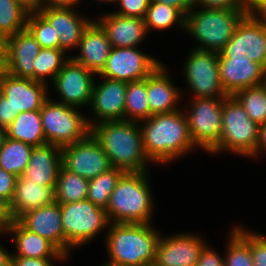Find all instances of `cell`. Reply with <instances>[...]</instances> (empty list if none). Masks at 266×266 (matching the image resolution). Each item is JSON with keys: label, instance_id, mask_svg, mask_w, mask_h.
<instances>
[{"label": "cell", "instance_id": "obj_26", "mask_svg": "<svg viewBox=\"0 0 266 266\" xmlns=\"http://www.w3.org/2000/svg\"><path fill=\"white\" fill-rule=\"evenodd\" d=\"M8 234H13V240L17 253L11 257H29L42 259L64 260L66 257L46 238L30 232L17 220H14L5 230Z\"/></svg>", "mask_w": 266, "mask_h": 266}, {"label": "cell", "instance_id": "obj_17", "mask_svg": "<svg viewBox=\"0 0 266 266\" xmlns=\"http://www.w3.org/2000/svg\"><path fill=\"white\" fill-rule=\"evenodd\" d=\"M127 82L104 78V81L96 85L94 81L92 89L91 111L98 123L106 121L124 120Z\"/></svg>", "mask_w": 266, "mask_h": 266}, {"label": "cell", "instance_id": "obj_11", "mask_svg": "<svg viewBox=\"0 0 266 266\" xmlns=\"http://www.w3.org/2000/svg\"><path fill=\"white\" fill-rule=\"evenodd\" d=\"M184 65V77L193 98L228 96L220 82L218 53L193 49Z\"/></svg>", "mask_w": 266, "mask_h": 266}, {"label": "cell", "instance_id": "obj_45", "mask_svg": "<svg viewBox=\"0 0 266 266\" xmlns=\"http://www.w3.org/2000/svg\"><path fill=\"white\" fill-rule=\"evenodd\" d=\"M54 259L11 257V266H54Z\"/></svg>", "mask_w": 266, "mask_h": 266}, {"label": "cell", "instance_id": "obj_28", "mask_svg": "<svg viewBox=\"0 0 266 266\" xmlns=\"http://www.w3.org/2000/svg\"><path fill=\"white\" fill-rule=\"evenodd\" d=\"M8 138L19 140L32 147L46 144L40 110L19 113L6 128Z\"/></svg>", "mask_w": 266, "mask_h": 266}, {"label": "cell", "instance_id": "obj_46", "mask_svg": "<svg viewBox=\"0 0 266 266\" xmlns=\"http://www.w3.org/2000/svg\"><path fill=\"white\" fill-rule=\"evenodd\" d=\"M14 220L10 208V202L0 196V229L5 231Z\"/></svg>", "mask_w": 266, "mask_h": 266}, {"label": "cell", "instance_id": "obj_5", "mask_svg": "<svg viewBox=\"0 0 266 266\" xmlns=\"http://www.w3.org/2000/svg\"><path fill=\"white\" fill-rule=\"evenodd\" d=\"M194 8L186 15L185 31L201 44L195 49L216 53L223 50L246 15L245 10Z\"/></svg>", "mask_w": 266, "mask_h": 266}, {"label": "cell", "instance_id": "obj_10", "mask_svg": "<svg viewBox=\"0 0 266 266\" xmlns=\"http://www.w3.org/2000/svg\"><path fill=\"white\" fill-rule=\"evenodd\" d=\"M185 113L195 147L211 152L219 143L222 131V107L225 98H192Z\"/></svg>", "mask_w": 266, "mask_h": 266}, {"label": "cell", "instance_id": "obj_33", "mask_svg": "<svg viewBox=\"0 0 266 266\" xmlns=\"http://www.w3.org/2000/svg\"><path fill=\"white\" fill-rule=\"evenodd\" d=\"M65 54L66 52L61 49L41 48L33 63L34 81L47 84L48 76H51L52 81H54L57 74L70 58Z\"/></svg>", "mask_w": 266, "mask_h": 266}, {"label": "cell", "instance_id": "obj_19", "mask_svg": "<svg viewBox=\"0 0 266 266\" xmlns=\"http://www.w3.org/2000/svg\"><path fill=\"white\" fill-rule=\"evenodd\" d=\"M17 221L30 232L49 240L64 255L61 207L57 202L30 210Z\"/></svg>", "mask_w": 266, "mask_h": 266}, {"label": "cell", "instance_id": "obj_30", "mask_svg": "<svg viewBox=\"0 0 266 266\" xmlns=\"http://www.w3.org/2000/svg\"><path fill=\"white\" fill-rule=\"evenodd\" d=\"M33 147L22 141L6 138L0 148V168L17 177L24 173Z\"/></svg>", "mask_w": 266, "mask_h": 266}, {"label": "cell", "instance_id": "obj_21", "mask_svg": "<svg viewBox=\"0 0 266 266\" xmlns=\"http://www.w3.org/2000/svg\"><path fill=\"white\" fill-rule=\"evenodd\" d=\"M95 22L106 33L112 47H137L148 34L144 19L108 13Z\"/></svg>", "mask_w": 266, "mask_h": 266}, {"label": "cell", "instance_id": "obj_2", "mask_svg": "<svg viewBox=\"0 0 266 266\" xmlns=\"http://www.w3.org/2000/svg\"><path fill=\"white\" fill-rule=\"evenodd\" d=\"M143 122L140 126L143 146L151 163L171 162L196 148L186 115L181 109L152 115Z\"/></svg>", "mask_w": 266, "mask_h": 266}, {"label": "cell", "instance_id": "obj_43", "mask_svg": "<svg viewBox=\"0 0 266 266\" xmlns=\"http://www.w3.org/2000/svg\"><path fill=\"white\" fill-rule=\"evenodd\" d=\"M196 266H225L224 258L206 244L202 250Z\"/></svg>", "mask_w": 266, "mask_h": 266}, {"label": "cell", "instance_id": "obj_47", "mask_svg": "<svg viewBox=\"0 0 266 266\" xmlns=\"http://www.w3.org/2000/svg\"><path fill=\"white\" fill-rule=\"evenodd\" d=\"M247 15L266 16V0H244Z\"/></svg>", "mask_w": 266, "mask_h": 266}, {"label": "cell", "instance_id": "obj_3", "mask_svg": "<svg viewBox=\"0 0 266 266\" xmlns=\"http://www.w3.org/2000/svg\"><path fill=\"white\" fill-rule=\"evenodd\" d=\"M160 234L150 224L110 223L106 236L109 264L153 266Z\"/></svg>", "mask_w": 266, "mask_h": 266}, {"label": "cell", "instance_id": "obj_40", "mask_svg": "<svg viewBox=\"0 0 266 266\" xmlns=\"http://www.w3.org/2000/svg\"><path fill=\"white\" fill-rule=\"evenodd\" d=\"M116 2H118L120 7L122 8L112 13L122 16L144 19L149 7L150 0H115V3Z\"/></svg>", "mask_w": 266, "mask_h": 266}, {"label": "cell", "instance_id": "obj_6", "mask_svg": "<svg viewBox=\"0 0 266 266\" xmlns=\"http://www.w3.org/2000/svg\"><path fill=\"white\" fill-rule=\"evenodd\" d=\"M259 128L239 101L234 96H227L222 107L220 140L210 153L229 151L251 158L257 149Z\"/></svg>", "mask_w": 266, "mask_h": 266}, {"label": "cell", "instance_id": "obj_49", "mask_svg": "<svg viewBox=\"0 0 266 266\" xmlns=\"http://www.w3.org/2000/svg\"><path fill=\"white\" fill-rule=\"evenodd\" d=\"M80 0H39V8H69L76 7Z\"/></svg>", "mask_w": 266, "mask_h": 266}, {"label": "cell", "instance_id": "obj_18", "mask_svg": "<svg viewBox=\"0 0 266 266\" xmlns=\"http://www.w3.org/2000/svg\"><path fill=\"white\" fill-rule=\"evenodd\" d=\"M220 82L228 96L265 84L266 69L251 59H218Z\"/></svg>", "mask_w": 266, "mask_h": 266}, {"label": "cell", "instance_id": "obj_44", "mask_svg": "<svg viewBox=\"0 0 266 266\" xmlns=\"http://www.w3.org/2000/svg\"><path fill=\"white\" fill-rule=\"evenodd\" d=\"M17 115H13V109L8 99L0 93V127L7 128Z\"/></svg>", "mask_w": 266, "mask_h": 266}, {"label": "cell", "instance_id": "obj_7", "mask_svg": "<svg viewBox=\"0 0 266 266\" xmlns=\"http://www.w3.org/2000/svg\"><path fill=\"white\" fill-rule=\"evenodd\" d=\"M60 207L66 258L71 249L89 243L97 233L110 226L107 211L87 199L60 204Z\"/></svg>", "mask_w": 266, "mask_h": 266}, {"label": "cell", "instance_id": "obj_9", "mask_svg": "<svg viewBox=\"0 0 266 266\" xmlns=\"http://www.w3.org/2000/svg\"><path fill=\"white\" fill-rule=\"evenodd\" d=\"M218 59H251L266 69V16L246 14Z\"/></svg>", "mask_w": 266, "mask_h": 266}, {"label": "cell", "instance_id": "obj_37", "mask_svg": "<svg viewBox=\"0 0 266 266\" xmlns=\"http://www.w3.org/2000/svg\"><path fill=\"white\" fill-rule=\"evenodd\" d=\"M28 13L14 0H0V30L12 36L25 29Z\"/></svg>", "mask_w": 266, "mask_h": 266}, {"label": "cell", "instance_id": "obj_27", "mask_svg": "<svg viewBox=\"0 0 266 266\" xmlns=\"http://www.w3.org/2000/svg\"><path fill=\"white\" fill-rule=\"evenodd\" d=\"M54 201V190L51 187L30 182L22 175L16 180L10 208L14 219L17 220L24 213L52 204Z\"/></svg>", "mask_w": 266, "mask_h": 266}, {"label": "cell", "instance_id": "obj_48", "mask_svg": "<svg viewBox=\"0 0 266 266\" xmlns=\"http://www.w3.org/2000/svg\"><path fill=\"white\" fill-rule=\"evenodd\" d=\"M179 9L185 16L194 7L195 0H151Z\"/></svg>", "mask_w": 266, "mask_h": 266}, {"label": "cell", "instance_id": "obj_25", "mask_svg": "<svg viewBox=\"0 0 266 266\" xmlns=\"http://www.w3.org/2000/svg\"><path fill=\"white\" fill-rule=\"evenodd\" d=\"M170 78L163 63L147 77V98L151 115L179 110L180 90Z\"/></svg>", "mask_w": 266, "mask_h": 266}, {"label": "cell", "instance_id": "obj_52", "mask_svg": "<svg viewBox=\"0 0 266 266\" xmlns=\"http://www.w3.org/2000/svg\"><path fill=\"white\" fill-rule=\"evenodd\" d=\"M14 1L19 3L29 13L30 12H38V10H39V0H14Z\"/></svg>", "mask_w": 266, "mask_h": 266}, {"label": "cell", "instance_id": "obj_15", "mask_svg": "<svg viewBox=\"0 0 266 266\" xmlns=\"http://www.w3.org/2000/svg\"><path fill=\"white\" fill-rule=\"evenodd\" d=\"M204 240L191 233L160 237L153 266H196Z\"/></svg>", "mask_w": 266, "mask_h": 266}, {"label": "cell", "instance_id": "obj_57", "mask_svg": "<svg viewBox=\"0 0 266 266\" xmlns=\"http://www.w3.org/2000/svg\"><path fill=\"white\" fill-rule=\"evenodd\" d=\"M102 266H115V265H112V264H109V263H105Z\"/></svg>", "mask_w": 266, "mask_h": 266}, {"label": "cell", "instance_id": "obj_31", "mask_svg": "<svg viewBox=\"0 0 266 266\" xmlns=\"http://www.w3.org/2000/svg\"><path fill=\"white\" fill-rule=\"evenodd\" d=\"M151 116L147 98V77L127 82L124 120L139 123Z\"/></svg>", "mask_w": 266, "mask_h": 266}, {"label": "cell", "instance_id": "obj_35", "mask_svg": "<svg viewBox=\"0 0 266 266\" xmlns=\"http://www.w3.org/2000/svg\"><path fill=\"white\" fill-rule=\"evenodd\" d=\"M233 96L251 120L259 126L266 123V84L240 90Z\"/></svg>", "mask_w": 266, "mask_h": 266}, {"label": "cell", "instance_id": "obj_53", "mask_svg": "<svg viewBox=\"0 0 266 266\" xmlns=\"http://www.w3.org/2000/svg\"><path fill=\"white\" fill-rule=\"evenodd\" d=\"M0 266H11V254L0 245Z\"/></svg>", "mask_w": 266, "mask_h": 266}, {"label": "cell", "instance_id": "obj_50", "mask_svg": "<svg viewBox=\"0 0 266 266\" xmlns=\"http://www.w3.org/2000/svg\"><path fill=\"white\" fill-rule=\"evenodd\" d=\"M263 149L265 152L266 151V123L261 125L259 128V138H258L257 149L255 151V154L252 157L254 158L259 153H262Z\"/></svg>", "mask_w": 266, "mask_h": 266}, {"label": "cell", "instance_id": "obj_55", "mask_svg": "<svg viewBox=\"0 0 266 266\" xmlns=\"http://www.w3.org/2000/svg\"><path fill=\"white\" fill-rule=\"evenodd\" d=\"M6 138H7L6 129L0 127V148L3 146Z\"/></svg>", "mask_w": 266, "mask_h": 266}, {"label": "cell", "instance_id": "obj_4", "mask_svg": "<svg viewBox=\"0 0 266 266\" xmlns=\"http://www.w3.org/2000/svg\"><path fill=\"white\" fill-rule=\"evenodd\" d=\"M146 172H125L106 207L110 223L152 224L153 198Z\"/></svg>", "mask_w": 266, "mask_h": 266}, {"label": "cell", "instance_id": "obj_51", "mask_svg": "<svg viewBox=\"0 0 266 266\" xmlns=\"http://www.w3.org/2000/svg\"><path fill=\"white\" fill-rule=\"evenodd\" d=\"M10 35L0 30V54H9Z\"/></svg>", "mask_w": 266, "mask_h": 266}, {"label": "cell", "instance_id": "obj_54", "mask_svg": "<svg viewBox=\"0 0 266 266\" xmlns=\"http://www.w3.org/2000/svg\"><path fill=\"white\" fill-rule=\"evenodd\" d=\"M8 55L9 54H0V78L8 74Z\"/></svg>", "mask_w": 266, "mask_h": 266}, {"label": "cell", "instance_id": "obj_16", "mask_svg": "<svg viewBox=\"0 0 266 266\" xmlns=\"http://www.w3.org/2000/svg\"><path fill=\"white\" fill-rule=\"evenodd\" d=\"M47 84L11 74L1 79L0 93L8 99L13 115L40 110L48 97Z\"/></svg>", "mask_w": 266, "mask_h": 266}, {"label": "cell", "instance_id": "obj_20", "mask_svg": "<svg viewBox=\"0 0 266 266\" xmlns=\"http://www.w3.org/2000/svg\"><path fill=\"white\" fill-rule=\"evenodd\" d=\"M38 12L52 25L59 37L60 49L77 48L84 31L94 21L77 14L73 7L39 8Z\"/></svg>", "mask_w": 266, "mask_h": 266}, {"label": "cell", "instance_id": "obj_38", "mask_svg": "<svg viewBox=\"0 0 266 266\" xmlns=\"http://www.w3.org/2000/svg\"><path fill=\"white\" fill-rule=\"evenodd\" d=\"M26 28L40 44L41 48L60 49L57 33L39 12L28 13Z\"/></svg>", "mask_w": 266, "mask_h": 266}, {"label": "cell", "instance_id": "obj_23", "mask_svg": "<svg viewBox=\"0 0 266 266\" xmlns=\"http://www.w3.org/2000/svg\"><path fill=\"white\" fill-rule=\"evenodd\" d=\"M78 48L80 54L71 58L88 70L99 74L106 64L112 45L106 33L93 21L84 31Z\"/></svg>", "mask_w": 266, "mask_h": 266}, {"label": "cell", "instance_id": "obj_32", "mask_svg": "<svg viewBox=\"0 0 266 266\" xmlns=\"http://www.w3.org/2000/svg\"><path fill=\"white\" fill-rule=\"evenodd\" d=\"M186 16L177 8L150 0L144 17L147 33L152 29L165 30L179 24L185 30Z\"/></svg>", "mask_w": 266, "mask_h": 266}, {"label": "cell", "instance_id": "obj_29", "mask_svg": "<svg viewBox=\"0 0 266 266\" xmlns=\"http://www.w3.org/2000/svg\"><path fill=\"white\" fill-rule=\"evenodd\" d=\"M88 184L89 180L67 170L62 165L54 189L55 202L67 204L87 199Z\"/></svg>", "mask_w": 266, "mask_h": 266}, {"label": "cell", "instance_id": "obj_1", "mask_svg": "<svg viewBox=\"0 0 266 266\" xmlns=\"http://www.w3.org/2000/svg\"><path fill=\"white\" fill-rule=\"evenodd\" d=\"M91 134L109 157L112 167L124 172H146L147 157L140 123L129 120L93 123L88 120Z\"/></svg>", "mask_w": 266, "mask_h": 266}, {"label": "cell", "instance_id": "obj_24", "mask_svg": "<svg viewBox=\"0 0 266 266\" xmlns=\"http://www.w3.org/2000/svg\"><path fill=\"white\" fill-rule=\"evenodd\" d=\"M40 50V44L27 28L12 35L7 58L8 73L16 77L34 80L33 63Z\"/></svg>", "mask_w": 266, "mask_h": 266}, {"label": "cell", "instance_id": "obj_34", "mask_svg": "<svg viewBox=\"0 0 266 266\" xmlns=\"http://www.w3.org/2000/svg\"><path fill=\"white\" fill-rule=\"evenodd\" d=\"M124 173L123 170L113 167L109 171L101 173L97 177L89 180L87 200L106 209L110 200V195Z\"/></svg>", "mask_w": 266, "mask_h": 266}, {"label": "cell", "instance_id": "obj_39", "mask_svg": "<svg viewBox=\"0 0 266 266\" xmlns=\"http://www.w3.org/2000/svg\"><path fill=\"white\" fill-rule=\"evenodd\" d=\"M248 240L254 266H266V236L236 227Z\"/></svg>", "mask_w": 266, "mask_h": 266}, {"label": "cell", "instance_id": "obj_14", "mask_svg": "<svg viewBox=\"0 0 266 266\" xmlns=\"http://www.w3.org/2000/svg\"><path fill=\"white\" fill-rule=\"evenodd\" d=\"M94 74L70 57L52 82L62 99L56 102L76 108L89 106L95 79L93 78Z\"/></svg>", "mask_w": 266, "mask_h": 266}, {"label": "cell", "instance_id": "obj_41", "mask_svg": "<svg viewBox=\"0 0 266 266\" xmlns=\"http://www.w3.org/2000/svg\"><path fill=\"white\" fill-rule=\"evenodd\" d=\"M198 5L205 9L245 10L244 0H195L194 7Z\"/></svg>", "mask_w": 266, "mask_h": 266}, {"label": "cell", "instance_id": "obj_42", "mask_svg": "<svg viewBox=\"0 0 266 266\" xmlns=\"http://www.w3.org/2000/svg\"><path fill=\"white\" fill-rule=\"evenodd\" d=\"M17 178V176L0 168V196L4 197L9 202H11L13 199Z\"/></svg>", "mask_w": 266, "mask_h": 266}, {"label": "cell", "instance_id": "obj_12", "mask_svg": "<svg viewBox=\"0 0 266 266\" xmlns=\"http://www.w3.org/2000/svg\"><path fill=\"white\" fill-rule=\"evenodd\" d=\"M61 154L62 165L87 180L113 168L109 157L91 133L83 140L61 147Z\"/></svg>", "mask_w": 266, "mask_h": 266}, {"label": "cell", "instance_id": "obj_36", "mask_svg": "<svg viewBox=\"0 0 266 266\" xmlns=\"http://www.w3.org/2000/svg\"><path fill=\"white\" fill-rule=\"evenodd\" d=\"M227 242L225 266H254L249 247V240L235 227L231 228Z\"/></svg>", "mask_w": 266, "mask_h": 266}, {"label": "cell", "instance_id": "obj_56", "mask_svg": "<svg viewBox=\"0 0 266 266\" xmlns=\"http://www.w3.org/2000/svg\"><path fill=\"white\" fill-rule=\"evenodd\" d=\"M80 1H81V0H80ZM98 1H99V2H100V1H103V2H110V3H111V2H113V3L115 2V0H98Z\"/></svg>", "mask_w": 266, "mask_h": 266}, {"label": "cell", "instance_id": "obj_13", "mask_svg": "<svg viewBox=\"0 0 266 266\" xmlns=\"http://www.w3.org/2000/svg\"><path fill=\"white\" fill-rule=\"evenodd\" d=\"M162 62L139 51L137 47H112L103 70L104 78L132 82L150 76Z\"/></svg>", "mask_w": 266, "mask_h": 266}, {"label": "cell", "instance_id": "obj_22", "mask_svg": "<svg viewBox=\"0 0 266 266\" xmlns=\"http://www.w3.org/2000/svg\"><path fill=\"white\" fill-rule=\"evenodd\" d=\"M62 166L61 147L45 144L33 147L28 165L22 174L30 182L55 189Z\"/></svg>", "mask_w": 266, "mask_h": 266}, {"label": "cell", "instance_id": "obj_8", "mask_svg": "<svg viewBox=\"0 0 266 266\" xmlns=\"http://www.w3.org/2000/svg\"><path fill=\"white\" fill-rule=\"evenodd\" d=\"M40 114L46 144L63 147L83 140L91 132L89 119L76 107L54 102L51 98L43 103Z\"/></svg>", "mask_w": 266, "mask_h": 266}]
</instances>
